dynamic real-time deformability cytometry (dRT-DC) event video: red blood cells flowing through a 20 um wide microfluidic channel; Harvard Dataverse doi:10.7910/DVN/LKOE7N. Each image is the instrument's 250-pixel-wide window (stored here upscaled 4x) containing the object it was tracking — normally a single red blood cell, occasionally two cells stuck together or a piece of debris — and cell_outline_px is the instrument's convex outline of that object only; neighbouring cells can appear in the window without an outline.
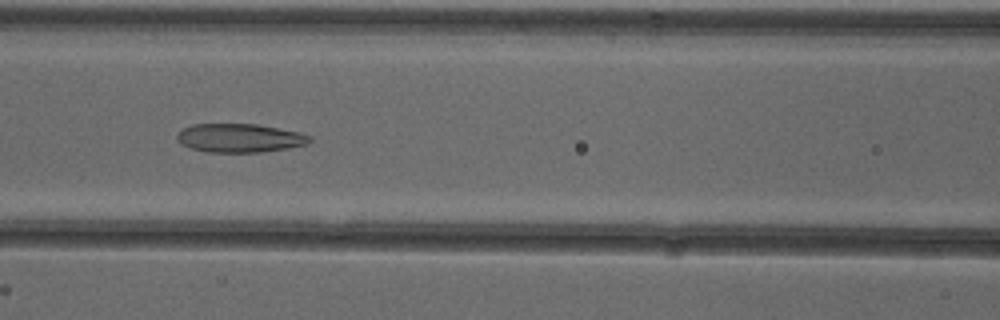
{"species": "common noctule bat (a hibernating species)", "species_latin": "Nyctalus noctula", "temperature_condition": "cold", "stored_images_in_passage": 37, "camera_frame_rate_fps": 3000, "um_per_image_px": 0.085, "animal": {"sex": "female"}, "frame": {"image": 1, "passage_image": 8, "time_ms": 2.333, "image_size_px": [1000, 320], "cell_outline_px": [[312, 140], [308, 144], [288, 148], [260, 152], [208, 152], [192, 148], [180, 144], [176, 140], [176, 136], [184, 128], [192, 124], [256, 124], [300, 132], [312, 136]], "centroid_in_image_um": [20.39, 11.73], "position_along_channel_um": 146.2, "area_um2": 22.2}}
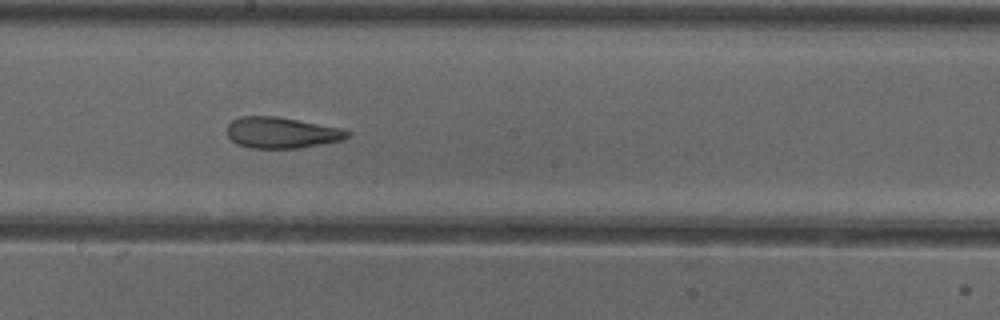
{"frame": {"image": 2, "passage_image": 14, "time_ms": 4.333, "image_size_px": [1000, 320], "cell_outline_px": [[352, 132], [344, 140], [300, 148], [248, 148], [236, 144], [228, 136], [228, 124], [232, 120], [240, 116], [276, 116], [340, 128]], "centroid_in_image_um": [23.93, 11.28], "position_along_channel_um": 224.3, "area_um2": 21.79}}
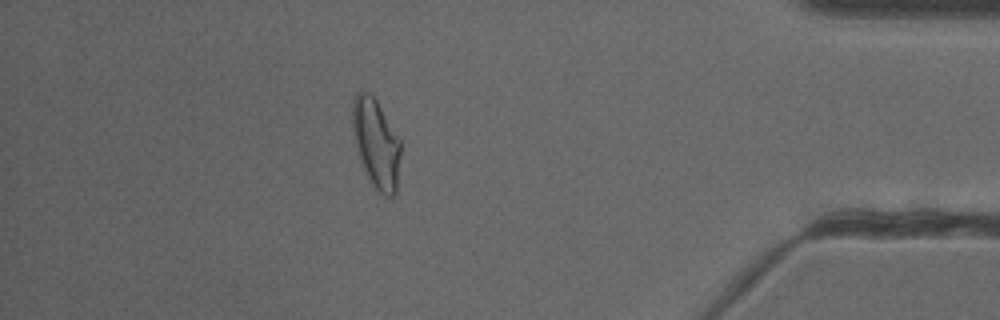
{"frame": {"image": 3, "passage_image": 31, "time_ms": 10.0, "image_size_px": [1000, 320], "cell_outline_px": [[400, 156], [396, 192], [392, 196], [384, 196], [372, 184], [364, 168], [356, 144], [352, 124], [352, 100], [356, 92], [368, 92], [376, 100], [400, 140]], "centroid_in_image_um": [31.97, 12.17], "position_along_channel_um": 403.2, "area_um2": 24.39}, "authors_computed_cell_mechanics": {"area_um2": 22.8888, "velocity_mm_per_s": 3.8982, "shape_relaxation_time_tau1_ms": null, "shape_relaxation_time_tau2_ms": 2.6077, "deformation_change_tau1": null, "deformation_change_tau2": 0.1173}}